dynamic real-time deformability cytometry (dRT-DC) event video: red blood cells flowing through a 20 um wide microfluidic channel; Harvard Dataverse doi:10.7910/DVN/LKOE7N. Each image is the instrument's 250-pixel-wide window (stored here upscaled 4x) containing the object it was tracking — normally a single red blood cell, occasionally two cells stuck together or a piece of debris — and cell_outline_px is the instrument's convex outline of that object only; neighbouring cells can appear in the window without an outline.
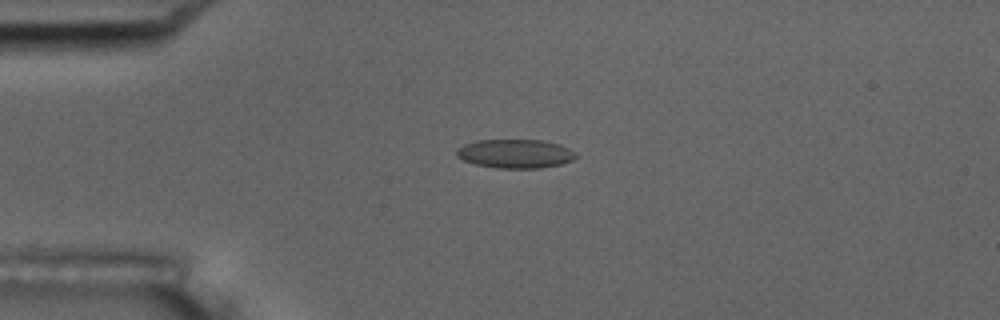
{"species": "common noctule bat (a hibernating species)", "species_latin": "Nyctalus noctula", "temperature_condition": "room temperature", "stored_images_in_passage": 4, "camera_frame_rate_fps": 3000, "um_per_image_px": 0.085, "animal": {"sex": "male", "body_mass_g": 17.5, "forearm_length_mm": 52.3}, "frame": {"image": 1, "passage_image": 3, "time_ms": 2.667, "image_size_px": [1000, 320], "cell_outline_px": [[576, 156], [572, 160], [560, 164], [540, 168], [496, 168], [476, 164], [464, 160], [456, 156], [456, 148], [464, 144], [476, 140], [540, 140], [560, 144], [576, 152]], "centroid_in_image_um": [43.78, 13.06], "position_along_channel_um": 41.2, "area_um2": 20.06}}